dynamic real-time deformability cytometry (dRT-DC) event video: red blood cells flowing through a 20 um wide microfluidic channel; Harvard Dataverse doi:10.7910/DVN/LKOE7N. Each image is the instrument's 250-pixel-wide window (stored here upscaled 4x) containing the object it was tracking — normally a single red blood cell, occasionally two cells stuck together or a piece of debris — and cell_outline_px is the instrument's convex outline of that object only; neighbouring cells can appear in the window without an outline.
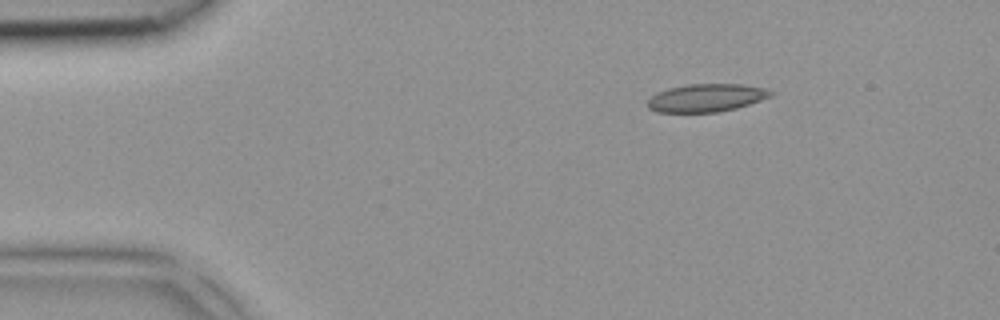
{"species": "common noctule bat (a hibernating species)", "species_latin": "Nyctalus noctula", "temperature_condition": "room temperature", "stored_images_in_passage": 3, "camera_frame_rate_fps": 3000, "um_per_image_px": 0.085, "animal": {"sex": "female", "body_mass_g": 18.4}, "frame": {"image": 1, "passage_image": 1, "time_ms": 0.0, "image_size_px": [1000, 320], "cell_outline_px": [[772, 96], [736, 108], [716, 112], [656, 112], [648, 108], [648, 100], [656, 92], [668, 88], [688, 84], [744, 84], [764, 88], [772, 92]], "centroid_in_image_um": [60.01, 8.31], "position_along_channel_um": 25.0, "area_um2": 19.94}}